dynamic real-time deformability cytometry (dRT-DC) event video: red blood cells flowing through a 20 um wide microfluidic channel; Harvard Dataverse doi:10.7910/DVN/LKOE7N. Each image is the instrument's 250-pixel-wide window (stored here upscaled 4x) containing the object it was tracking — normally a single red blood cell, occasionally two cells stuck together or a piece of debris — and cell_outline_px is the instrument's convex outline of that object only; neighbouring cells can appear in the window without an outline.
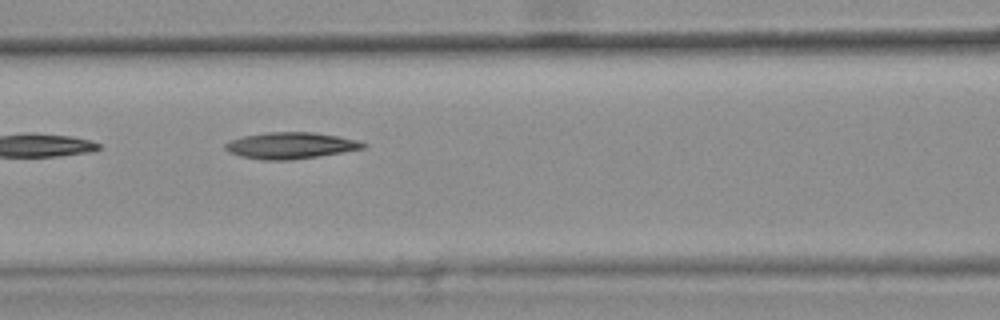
{"species": "common noctule bat (a hibernating species)", "species_latin": "Nyctalus noctula", "temperature_condition": "warm", "stored_images_in_passage": 6, "camera_frame_rate_fps": 3000, "um_per_image_px": 0.085, "animal": {"sex": "female", "body_mass_g": 25.1}, "frame": {"image": 1, "passage_image": 3, "time_ms": 0.667, "image_size_px": [1000, 320], "cell_outline_px": [[368, 144], [364, 148], [320, 156], [288, 160], [264, 160], [240, 156], [228, 152], [224, 148], [224, 144], [228, 140], [244, 136], [264, 132], [312, 132], [336, 136], [356, 140]], "centroid_in_image_um": [24.64, 12.37], "position_along_channel_um": 142.0, "area_um2": 21.21}}